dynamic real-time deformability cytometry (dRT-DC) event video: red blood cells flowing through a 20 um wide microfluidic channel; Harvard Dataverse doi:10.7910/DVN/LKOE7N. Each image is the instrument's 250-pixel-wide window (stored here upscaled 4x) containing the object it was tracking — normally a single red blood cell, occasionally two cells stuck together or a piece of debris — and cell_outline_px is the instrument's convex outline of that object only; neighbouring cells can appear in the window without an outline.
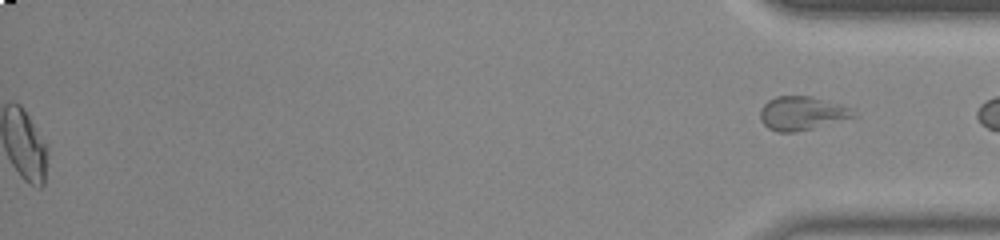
{"species": "common noctule bat (a hibernating species)", "species_latin": "Nyctalus noctula", "temperature_condition": "room temperature", "stored_images_in_passage": 48, "segment_of_instrument_passage": [2, 2], "camera_frame_rate_fps": 3000, "um_per_image_px": 0.085, "animal": {"sex": "male", "body_mass_g": 20.0, "forearm_length_mm": 53.3}, "frame": {"image": 1, "passage_image": 48, "time_ms": 15.667, "image_size_px": [1000, 240], "cell_outline_px": [[856, 116], [812, 128], [796, 132], [776, 132], [768, 128], [760, 120], [760, 108], [768, 100], [776, 96], [812, 96], [840, 104], [852, 108]], "centroid_in_image_um": [68.12, 9.62], "position_along_channel_um": 367.1, "area_um2": 18.26}}